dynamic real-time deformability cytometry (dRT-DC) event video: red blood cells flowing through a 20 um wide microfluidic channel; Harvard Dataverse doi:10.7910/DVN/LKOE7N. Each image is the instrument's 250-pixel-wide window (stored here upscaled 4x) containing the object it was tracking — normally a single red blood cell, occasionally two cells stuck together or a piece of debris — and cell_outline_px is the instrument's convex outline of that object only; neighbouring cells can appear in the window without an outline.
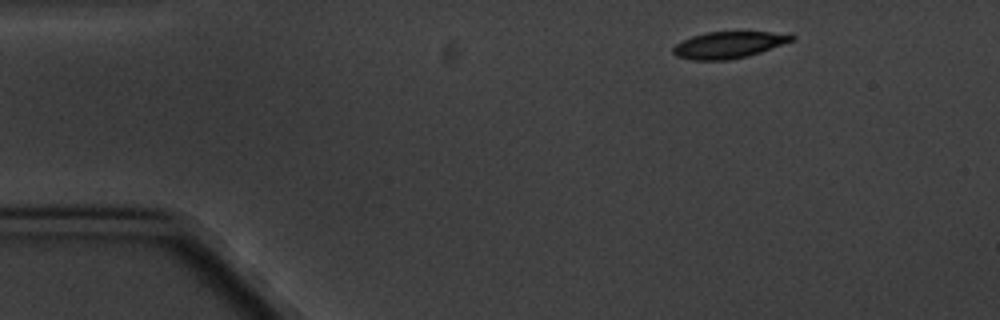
{"species": "common noctule bat (a hibernating species)", "species_latin": "Nyctalus noctula", "temperature_condition": "cold", "stored_images_in_passage": 9, "camera_frame_rate_fps": 3000, "um_per_image_px": 0.085, "animal": {"sex": "male", "body_mass_g": 20.1, "forearm_length_mm": 53.5}, "frame": {"image": 1, "passage_image": 1, "time_ms": 0.0, "image_size_px": [1000, 320], "cell_outline_px": [[796, 40], [748, 56], [728, 60], [692, 60], [676, 56], [672, 52], [672, 48], [676, 44], [692, 36], [708, 32], [792, 32], [796, 36]], "centroid_in_image_um": [62.01, 3.81], "position_along_channel_um": 23.0, "area_um2": 18.61}}
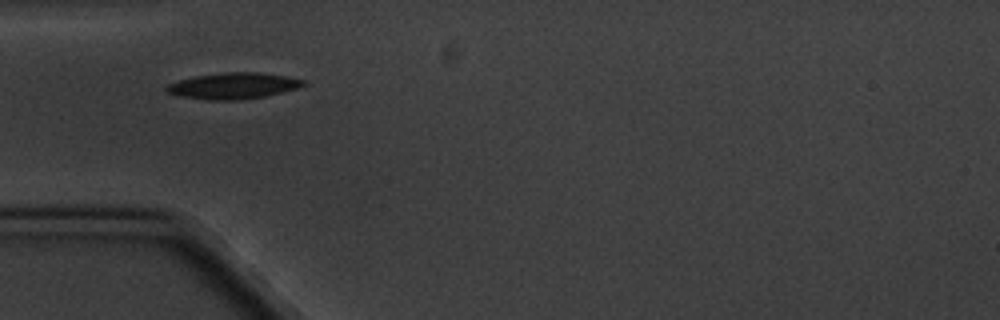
{"frame": {"image": 2, "passage_image": 4, "time_ms": 3.333, "image_size_px": [1000, 320], "cell_outline_px": [[304, 84], [296, 88], [284, 92], [264, 96], [240, 100], [212, 100], [180, 96], [168, 92], [164, 88], [168, 84], [180, 80], [196, 76], [224, 72], [260, 72], [284, 76], [304, 80]], "centroid_in_image_um": [19.82, 7.29], "position_along_channel_um": 65.2, "area_um2": 20.58}}
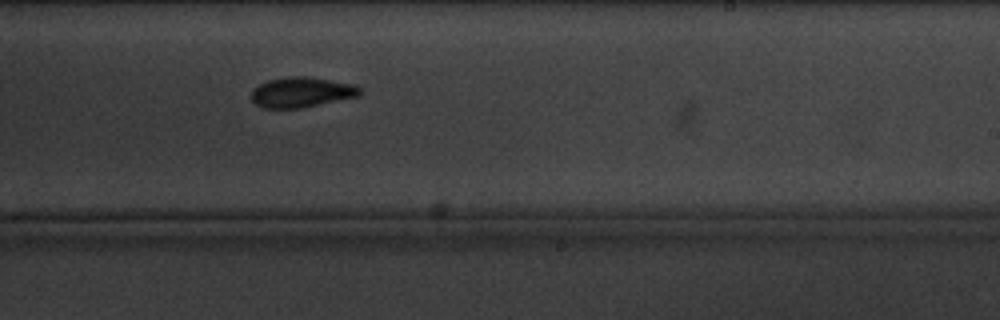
{"frame": {"image": 3, "passage_image": 9, "time_ms": 9.333, "image_size_px": [1000, 320], "cell_outline_px": [[360, 96], [304, 108], [264, 108], [256, 104], [252, 100], [252, 88], [268, 80], [288, 76], [308, 76], [352, 84], [360, 88]], "centroid_in_image_um": [25.62, 7.84], "position_along_channel_um": 263.4, "area_um2": 19.19}}